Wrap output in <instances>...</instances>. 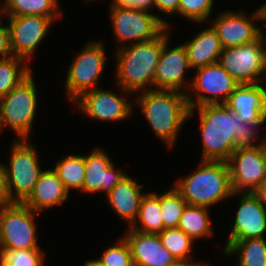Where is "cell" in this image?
Listing matches in <instances>:
<instances>
[{"label": "cell", "instance_id": "cell-1", "mask_svg": "<svg viewBox=\"0 0 266 266\" xmlns=\"http://www.w3.org/2000/svg\"><path fill=\"white\" fill-rule=\"evenodd\" d=\"M196 110L203 145L202 161L227 162L236 149L257 146L259 126L244 122L225 104L190 108L188 120L193 119Z\"/></svg>", "mask_w": 266, "mask_h": 266}, {"label": "cell", "instance_id": "cell-2", "mask_svg": "<svg viewBox=\"0 0 266 266\" xmlns=\"http://www.w3.org/2000/svg\"><path fill=\"white\" fill-rule=\"evenodd\" d=\"M171 29L166 28L156 38L117 48L115 85L134 94L153 89L156 67Z\"/></svg>", "mask_w": 266, "mask_h": 266}, {"label": "cell", "instance_id": "cell-3", "mask_svg": "<svg viewBox=\"0 0 266 266\" xmlns=\"http://www.w3.org/2000/svg\"><path fill=\"white\" fill-rule=\"evenodd\" d=\"M140 93V94H139ZM136 93L135 102L157 137L168 149L175 145L189 115L186 92L151 89Z\"/></svg>", "mask_w": 266, "mask_h": 266}, {"label": "cell", "instance_id": "cell-4", "mask_svg": "<svg viewBox=\"0 0 266 266\" xmlns=\"http://www.w3.org/2000/svg\"><path fill=\"white\" fill-rule=\"evenodd\" d=\"M173 186L187 204L208 208L238 195L233 192L229 167L224 161L201 160L194 172L180 177Z\"/></svg>", "mask_w": 266, "mask_h": 266}, {"label": "cell", "instance_id": "cell-5", "mask_svg": "<svg viewBox=\"0 0 266 266\" xmlns=\"http://www.w3.org/2000/svg\"><path fill=\"white\" fill-rule=\"evenodd\" d=\"M31 72L8 94L0 98V131L4 126L17 134L18 139H28L36 116L38 90Z\"/></svg>", "mask_w": 266, "mask_h": 266}, {"label": "cell", "instance_id": "cell-6", "mask_svg": "<svg viewBox=\"0 0 266 266\" xmlns=\"http://www.w3.org/2000/svg\"><path fill=\"white\" fill-rule=\"evenodd\" d=\"M29 140L17 138L13 140L9 157L10 164L3 166L6 188L11 202L23 203L33 192L43 172L38 162L36 154L38 152Z\"/></svg>", "mask_w": 266, "mask_h": 266}, {"label": "cell", "instance_id": "cell-7", "mask_svg": "<svg viewBox=\"0 0 266 266\" xmlns=\"http://www.w3.org/2000/svg\"><path fill=\"white\" fill-rule=\"evenodd\" d=\"M109 8L113 34L120 46L117 48L152 40L166 28H171L170 23L152 11L149 13V10L123 5H111Z\"/></svg>", "mask_w": 266, "mask_h": 266}, {"label": "cell", "instance_id": "cell-8", "mask_svg": "<svg viewBox=\"0 0 266 266\" xmlns=\"http://www.w3.org/2000/svg\"><path fill=\"white\" fill-rule=\"evenodd\" d=\"M105 53L102 41H91L73 59L65 79V92L71 101L86 91L98 88V81L105 70Z\"/></svg>", "mask_w": 266, "mask_h": 266}, {"label": "cell", "instance_id": "cell-9", "mask_svg": "<svg viewBox=\"0 0 266 266\" xmlns=\"http://www.w3.org/2000/svg\"><path fill=\"white\" fill-rule=\"evenodd\" d=\"M37 212L24 203L0 206V245L11 249H41L35 223Z\"/></svg>", "mask_w": 266, "mask_h": 266}, {"label": "cell", "instance_id": "cell-10", "mask_svg": "<svg viewBox=\"0 0 266 266\" xmlns=\"http://www.w3.org/2000/svg\"><path fill=\"white\" fill-rule=\"evenodd\" d=\"M265 46L266 33L251 43L223 48L218 63L238 84H260Z\"/></svg>", "mask_w": 266, "mask_h": 266}, {"label": "cell", "instance_id": "cell-11", "mask_svg": "<svg viewBox=\"0 0 266 266\" xmlns=\"http://www.w3.org/2000/svg\"><path fill=\"white\" fill-rule=\"evenodd\" d=\"M189 92H195L194 98L188 94L187 100L190 108L200 105L225 104L239 85L237 81L218 63L209 64L195 69ZM208 94V95H207Z\"/></svg>", "mask_w": 266, "mask_h": 266}, {"label": "cell", "instance_id": "cell-12", "mask_svg": "<svg viewBox=\"0 0 266 266\" xmlns=\"http://www.w3.org/2000/svg\"><path fill=\"white\" fill-rule=\"evenodd\" d=\"M262 138L255 147L236 149L227 160L233 192H252L266 181L264 134Z\"/></svg>", "mask_w": 266, "mask_h": 266}, {"label": "cell", "instance_id": "cell-13", "mask_svg": "<svg viewBox=\"0 0 266 266\" xmlns=\"http://www.w3.org/2000/svg\"><path fill=\"white\" fill-rule=\"evenodd\" d=\"M119 88L122 95L98 87L82 93L73 103L91 120L123 121L134 113V103L127 99L133 93Z\"/></svg>", "mask_w": 266, "mask_h": 266}, {"label": "cell", "instance_id": "cell-14", "mask_svg": "<svg viewBox=\"0 0 266 266\" xmlns=\"http://www.w3.org/2000/svg\"><path fill=\"white\" fill-rule=\"evenodd\" d=\"M263 22L261 6L251 15L240 11H222L215 20L212 18V27L216 30L223 48L240 46L258 40L265 32L263 27H257L255 22Z\"/></svg>", "mask_w": 266, "mask_h": 266}, {"label": "cell", "instance_id": "cell-15", "mask_svg": "<svg viewBox=\"0 0 266 266\" xmlns=\"http://www.w3.org/2000/svg\"><path fill=\"white\" fill-rule=\"evenodd\" d=\"M12 55L31 63L32 54L48 35L51 24L49 17L40 15L7 16Z\"/></svg>", "mask_w": 266, "mask_h": 266}, {"label": "cell", "instance_id": "cell-16", "mask_svg": "<svg viewBox=\"0 0 266 266\" xmlns=\"http://www.w3.org/2000/svg\"><path fill=\"white\" fill-rule=\"evenodd\" d=\"M238 194L241 196L239 208L223 250L236 241L265 238L266 235V209L252 192H238Z\"/></svg>", "mask_w": 266, "mask_h": 266}, {"label": "cell", "instance_id": "cell-17", "mask_svg": "<svg viewBox=\"0 0 266 266\" xmlns=\"http://www.w3.org/2000/svg\"><path fill=\"white\" fill-rule=\"evenodd\" d=\"M169 39L164 43L153 81V89L181 92L190 89L185 73L191 70L186 49L183 44L169 48ZM187 86V87H186Z\"/></svg>", "mask_w": 266, "mask_h": 266}, {"label": "cell", "instance_id": "cell-18", "mask_svg": "<svg viewBox=\"0 0 266 266\" xmlns=\"http://www.w3.org/2000/svg\"><path fill=\"white\" fill-rule=\"evenodd\" d=\"M85 178L81 192L100 193L107 196L116 184L127 174L122 169L115 168L113 162L103 149L94 148L84 156Z\"/></svg>", "mask_w": 266, "mask_h": 266}, {"label": "cell", "instance_id": "cell-19", "mask_svg": "<svg viewBox=\"0 0 266 266\" xmlns=\"http://www.w3.org/2000/svg\"><path fill=\"white\" fill-rule=\"evenodd\" d=\"M263 85L239 84L225 105L244 122L261 127L266 122V86Z\"/></svg>", "mask_w": 266, "mask_h": 266}, {"label": "cell", "instance_id": "cell-20", "mask_svg": "<svg viewBox=\"0 0 266 266\" xmlns=\"http://www.w3.org/2000/svg\"><path fill=\"white\" fill-rule=\"evenodd\" d=\"M123 237L130 247L134 266H174L178 262L163 247L158 234L141 233L129 228Z\"/></svg>", "mask_w": 266, "mask_h": 266}, {"label": "cell", "instance_id": "cell-21", "mask_svg": "<svg viewBox=\"0 0 266 266\" xmlns=\"http://www.w3.org/2000/svg\"><path fill=\"white\" fill-rule=\"evenodd\" d=\"M69 194L54 170L46 168L40 174L33 192L23 203L39 213L61 206L69 198Z\"/></svg>", "mask_w": 266, "mask_h": 266}, {"label": "cell", "instance_id": "cell-22", "mask_svg": "<svg viewBox=\"0 0 266 266\" xmlns=\"http://www.w3.org/2000/svg\"><path fill=\"white\" fill-rule=\"evenodd\" d=\"M142 187V184H138L127 174L106 196L108 205L128 226H131L138 216L141 200L145 195Z\"/></svg>", "mask_w": 266, "mask_h": 266}, {"label": "cell", "instance_id": "cell-23", "mask_svg": "<svg viewBox=\"0 0 266 266\" xmlns=\"http://www.w3.org/2000/svg\"><path fill=\"white\" fill-rule=\"evenodd\" d=\"M205 28L183 44L191 69H197L218 62L223 50L218 34L212 25Z\"/></svg>", "mask_w": 266, "mask_h": 266}, {"label": "cell", "instance_id": "cell-24", "mask_svg": "<svg viewBox=\"0 0 266 266\" xmlns=\"http://www.w3.org/2000/svg\"><path fill=\"white\" fill-rule=\"evenodd\" d=\"M129 228L141 233L153 234H158L165 229L158 192L145 193L141 200L138 216Z\"/></svg>", "mask_w": 266, "mask_h": 266}, {"label": "cell", "instance_id": "cell-25", "mask_svg": "<svg viewBox=\"0 0 266 266\" xmlns=\"http://www.w3.org/2000/svg\"><path fill=\"white\" fill-rule=\"evenodd\" d=\"M209 208L187 204L178 223L192 240H200L214 236L210 220Z\"/></svg>", "mask_w": 266, "mask_h": 266}, {"label": "cell", "instance_id": "cell-26", "mask_svg": "<svg viewBox=\"0 0 266 266\" xmlns=\"http://www.w3.org/2000/svg\"><path fill=\"white\" fill-rule=\"evenodd\" d=\"M266 238H249L230 244L223 255L236 254L239 258L237 266H266Z\"/></svg>", "mask_w": 266, "mask_h": 266}, {"label": "cell", "instance_id": "cell-27", "mask_svg": "<svg viewBox=\"0 0 266 266\" xmlns=\"http://www.w3.org/2000/svg\"><path fill=\"white\" fill-rule=\"evenodd\" d=\"M6 16L40 15L53 21L61 17L58 0H3Z\"/></svg>", "mask_w": 266, "mask_h": 266}, {"label": "cell", "instance_id": "cell-28", "mask_svg": "<svg viewBox=\"0 0 266 266\" xmlns=\"http://www.w3.org/2000/svg\"><path fill=\"white\" fill-rule=\"evenodd\" d=\"M53 168L64 187L70 193L72 189L82 191L85 178V162L83 155H66Z\"/></svg>", "mask_w": 266, "mask_h": 266}, {"label": "cell", "instance_id": "cell-29", "mask_svg": "<svg viewBox=\"0 0 266 266\" xmlns=\"http://www.w3.org/2000/svg\"><path fill=\"white\" fill-rule=\"evenodd\" d=\"M28 62L17 56L0 59V98L8 94L32 71Z\"/></svg>", "mask_w": 266, "mask_h": 266}, {"label": "cell", "instance_id": "cell-30", "mask_svg": "<svg viewBox=\"0 0 266 266\" xmlns=\"http://www.w3.org/2000/svg\"><path fill=\"white\" fill-rule=\"evenodd\" d=\"M163 247H165L178 261H194L192 258V248H194L192 240L180 228H166L158 233Z\"/></svg>", "mask_w": 266, "mask_h": 266}, {"label": "cell", "instance_id": "cell-31", "mask_svg": "<svg viewBox=\"0 0 266 266\" xmlns=\"http://www.w3.org/2000/svg\"><path fill=\"white\" fill-rule=\"evenodd\" d=\"M187 205L181 194L172 186L160 194L161 216L164 228H178L180 217Z\"/></svg>", "mask_w": 266, "mask_h": 266}, {"label": "cell", "instance_id": "cell-32", "mask_svg": "<svg viewBox=\"0 0 266 266\" xmlns=\"http://www.w3.org/2000/svg\"><path fill=\"white\" fill-rule=\"evenodd\" d=\"M45 254L41 249L2 248L0 266H44Z\"/></svg>", "mask_w": 266, "mask_h": 266}, {"label": "cell", "instance_id": "cell-33", "mask_svg": "<svg viewBox=\"0 0 266 266\" xmlns=\"http://www.w3.org/2000/svg\"><path fill=\"white\" fill-rule=\"evenodd\" d=\"M214 1L215 0H180L179 16L198 24L207 22L212 16Z\"/></svg>", "mask_w": 266, "mask_h": 266}, {"label": "cell", "instance_id": "cell-34", "mask_svg": "<svg viewBox=\"0 0 266 266\" xmlns=\"http://www.w3.org/2000/svg\"><path fill=\"white\" fill-rule=\"evenodd\" d=\"M119 241V242H118ZM115 245L109 246L104 253L97 258L103 266H134L130 247L122 236Z\"/></svg>", "mask_w": 266, "mask_h": 266}, {"label": "cell", "instance_id": "cell-35", "mask_svg": "<svg viewBox=\"0 0 266 266\" xmlns=\"http://www.w3.org/2000/svg\"><path fill=\"white\" fill-rule=\"evenodd\" d=\"M180 0H154V9L166 16L179 15Z\"/></svg>", "mask_w": 266, "mask_h": 266}, {"label": "cell", "instance_id": "cell-36", "mask_svg": "<svg viewBox=\"0 0 266 266\" xmlns=\"http://www.w3.org/2000/svg\"><path fill=\"white\" fill-rule=\"evenodd\" d=\"M84 1L94 2V0H84ZM111 2H112V5L131 6V7H135L138 9H144V10L154 9V0H112Z\"/></svg>", "mask_w": 266, "mask_h": 266}, {"label": "cell", "instance_id": "cell-37", "mask_svg": "<svg viewBox=\"0 0 266 266\" xmlns=\"http://www.w3.org/2000/svg\"><path fill=\"white\" fill-rule=\"evenodd\" d=\"M12 56L8 26L0 28V59Z\"/></svg>", "mask_w": 266, "mask_h": 266}, {"label": "cell", "instance_id": "cell-38", "mask_svg": "<svg viewBox=\"0 0 266 266\" xmlns=\"http://www.w3.org/2000/svg\"><path fill=\"white\" fill-rule=\"evenodd\" d=\"M4 164L0 163V206L12 203L10 201L5 180Z\"/></svg>", "mask_w": 266, "mask_h": 266}, {"label": "cell", "instance_id": "cell-39", "mask_svg": "<svg viewBox=\"0 0 266 266\" xmlns=\"http://www.w3.org/2000/svg\"><path fill=\"white\" fill-rule=\"evenodd\" d=\"M252 194L258 199L262 206L266 209V181L257 186Z\"/></svg>", "mask_w": 266, "mask_h": 266}, {"label": "cell", "instance_id": "cell-40", "mask_svg": "<svg viewBox=\"0 0 266 266\" xmlns=\"http://www.w3.org/2000/svg\"><path fill=\"white\" fill-rule=\"evenodd\" d=\"M174 266H201V261H178Z\"/></svg>", "mask_w": 266, "mask_h": 266}, {"label": "cell", "instance_id": "cell-41", "mask_svg": "<svg viewBox=\"0 0 266 266\" xmlns=\"http://www.w3.org/2000/svg\"><path fill=\"white\" fill-rule=\"evenodd\" d=\"M265 79H266V46H265V52H264V62H263V72H262V77H261V84L264 81H266Z\"/></svg>", "mask_w": 266, "mask_h": 266}, {"label": "cell", "instance_id": "cell-42", "mask_svg": "<svg viewBox=\"0 0 266 266\" xmlns=\"http://www.w3.org/2000/svg\"><path fill=\"white\" fill-rule=\"evenodd\" d=\"M84 266H103L97 259H90L85 261V265Z\"/></svg>", "mask_w": 266, "mask_h": 266}, {"label": "cell", "instance_id": "cell-43", "mask_svg": "<svg viewBox=\"0 0 266 266\" xmlns=\"http://www.w3.org/2000/svg\"><path fill=\"white\" fill-rule=\"evenodd\" d=\"M2 5V6H1ZM2 16H5L6 17V11H5V9H4V6H3V3H2V1H1V4H0V28L2 27V21H3V17Z\"/></svg>", "mask_w": 266, "mask_h": 266}, {"label": "cell", "instance_id": "cell-44", "mask_svg": "<svg viewBox=\"0 0 266 266\" xmlns=\"http://www.w3.org/2000/svg\"><path fill=\"white\" fill-rule=\"evenodd\" d=\"M262 11H263V23L266 22V3L261 5Z\"/></svg>", "mask_w": 266, "mask_h": 266}, {"label": "cell", "instance_id": "cell-45", "mask_svg": "<svg viewBox=\"0 0 266 266\" xmlns=\"http://www.w3.org/2000/svg\"><path fill=\"white\" fill-rule=\"evenodd\" d=\"M201 266H213V265H210L209 263H206V262H205V263L202 262V263H201ZM235 266H236V265H235Z\"/></svg>", "mask_w": 266, "mask_h": 266}, {"label": "cell", "instance_id": "cell-46", "mask_svg": "<svg viewBox=\"0 0 266 266\" xmlns=\"http://www.w3.org/2000/svg\"><path fill=\"white\" fill-rule=\"evenodd\" d=\"M264 141H265V143H266V133H264Z\"/></svg>", "mask_w": 266, "mask_h": 266}]
</instances>
